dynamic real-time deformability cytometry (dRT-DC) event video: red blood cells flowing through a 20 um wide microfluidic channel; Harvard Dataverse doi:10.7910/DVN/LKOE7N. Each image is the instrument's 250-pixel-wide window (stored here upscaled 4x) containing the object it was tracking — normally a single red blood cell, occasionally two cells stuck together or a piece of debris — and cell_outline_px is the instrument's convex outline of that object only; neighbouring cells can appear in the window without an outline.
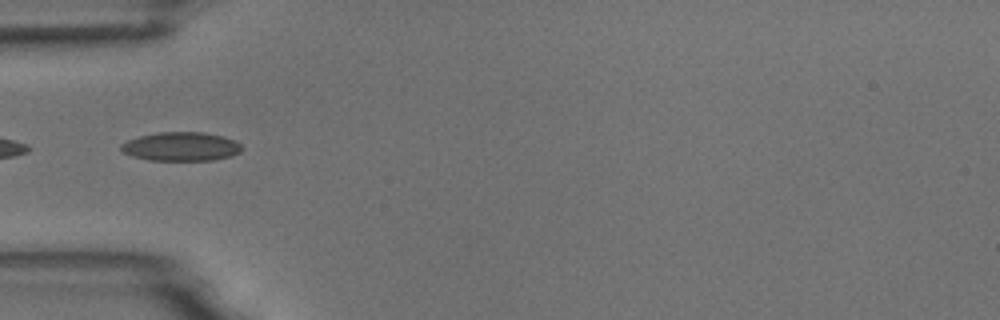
{"species": "common noctule bat (a hibernating species)", "species_latin": "Nyctalus noctula", "temperature_condition": "room temperature", "stored_images_in_passage": 38, "camera_frame_rate_fps": 3000, "um_per_image_px": 0.085, "animal": {"sex": "male", "body_mass_g": 18.8}, "frame": {"image": 1, "passage_image": 1, "time_ms": 0.0, "image_size_px": [1000, 320], "cell_outline_px": [[244, 148], [240, 152], [232, 156], [212, 160], [148, 160], [132, 156], [124, 152], [120, 148], [120, 144], [128, 140], [140, 136], [156, 132], [204, 132], [224, 136], [236, 140]], "centroid_in_image_um": [15.43, 12.45], "position_along_channel_um": 69.6, "area_um2": 20.46}}
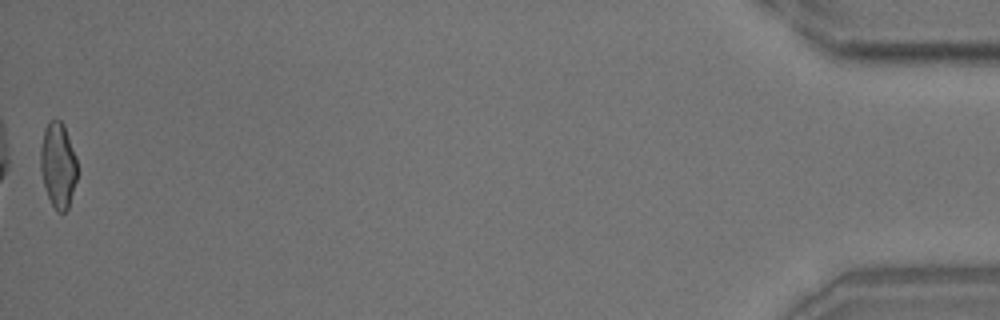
{"frame": {"image": 2, "passage_image": 38, "time_ms": 12.333, "image_size_px": [1000, 320], "cell_outline_px": [[76, 180], [68, 208], [64, 212], [56, 212], [48, 196], [44, 184], [40, 168], [40, 148], [44, 128], [48, 120], [60, 120], [64, 124], [76, 160]], "centroid_in_image_um": [4.91, 14.01], "position_along_channel_um": 430.3, "area_um2": 18.09}, "authors_computed_cell_mechanics": {"area_um2": 18.6116, "velocity_mm_per_s": 3.6875, "shape_relaxation_time_tau1_ms": 4.1276, "shape_relaxation_time_tau2_ms": 2.1235, "deformation_change_tau1": 0.1295, "deformation_change_tau2": 0.0716}}